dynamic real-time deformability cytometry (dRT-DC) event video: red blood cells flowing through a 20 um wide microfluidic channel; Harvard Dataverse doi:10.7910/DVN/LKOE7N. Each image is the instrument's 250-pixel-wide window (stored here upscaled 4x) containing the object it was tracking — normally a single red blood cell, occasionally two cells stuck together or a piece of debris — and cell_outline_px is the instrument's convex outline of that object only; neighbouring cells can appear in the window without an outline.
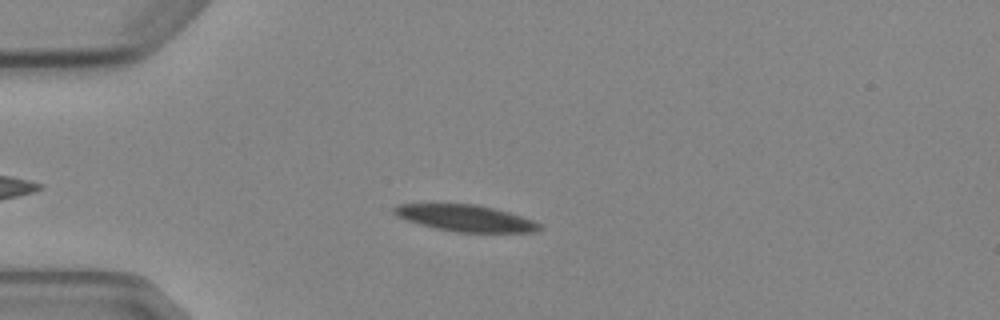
{"species": "Egyptian fruit bat (a non-hibernating species)", "species_latin": "Rousettus aegyptiacus", "temperature_condition": "cold", "stored_images_in_passage": 6, "camera_frame_rate_fps": 3000, "um_per_image_px": 0.085, "animal": {"sex": "female"}, "frame": {"image": 1, "passage_image": 5, "time_ms": 4.333, "image_size_px": [1000, 320], "cell_outline_px": [[544, 228], [536, 232], [456, 232], [436, 228], [404, 220], [396, 216], [392, 212], [392, 208], [396, 204], [476, 204], [508, 212], [532, 220], [540, 224]], "centroid_in_image_um": [39.53, 18.54], "position_along_channel_um": 45.5, "area_um2": 22.43}}